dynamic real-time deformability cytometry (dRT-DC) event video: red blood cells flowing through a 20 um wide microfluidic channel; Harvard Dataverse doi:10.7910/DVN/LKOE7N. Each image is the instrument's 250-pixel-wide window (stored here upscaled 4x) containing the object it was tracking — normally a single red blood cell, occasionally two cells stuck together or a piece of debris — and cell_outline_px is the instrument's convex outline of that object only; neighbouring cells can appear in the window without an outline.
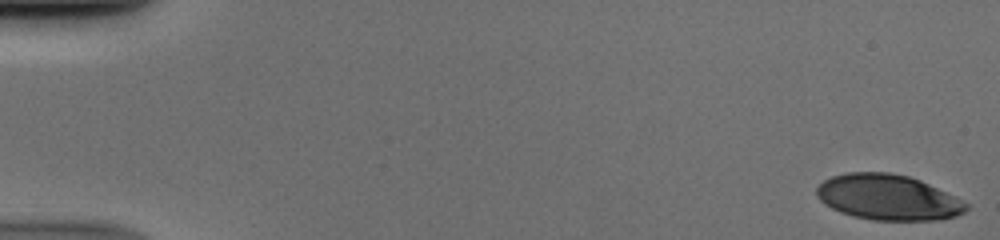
{"species": "human", "species_latin": "Homo sapiens", "temperature_condition": "cold", "stored_images_in_passage": 52, "camera_frame_rate_fps": 3000, "um_per_image_px": 0.085, "donor": {"sex": "male"}, "frame": {"image": 1, "passage_image": 1, "time_ms": 0.0, "image_size_px": [1000, 240], "cell_outline_px": [[968, 208], [964, 212], [956, 216], [940, 220], [872, 220], [852, 216], [840, 212], [824, 204], [816, 196], [816, 188], [824, 180], [832, 176], [848, 172], [888, 172], [908, 176], [920, 180], [968, 204]], "centroid_in_image_um": [75.43, 16.78], "position_along_channel_um": 9.6, "area_um2": 39.48}}
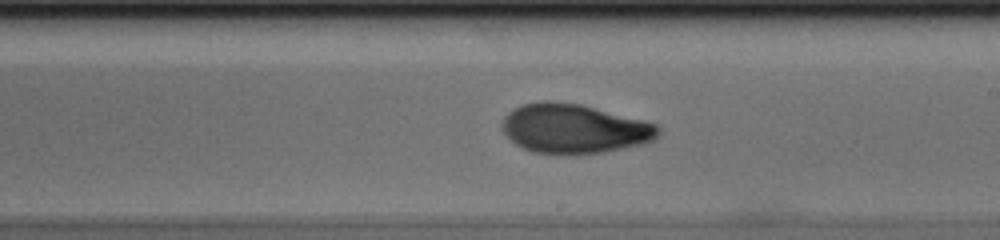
{"frame": {"image": 2, "passage_image": 31, "time_ms": 10.0, "image_size_px": [1000, 240], "cell_outline_px": [[660, 132], [652, 140], [640, 144], [604, 152], [532, 152], [516, 144], [500, 128], [500, 124], [504, 116], [512, 108], [520, 104], [540, 100], [548, 100], [580, 104], [644, 120], [656, 124], [660, 128]], "centroid_in_image_um": [48.75, 10.89], "position_along_channel_um": 240.2, "area_um2": 44.39}}
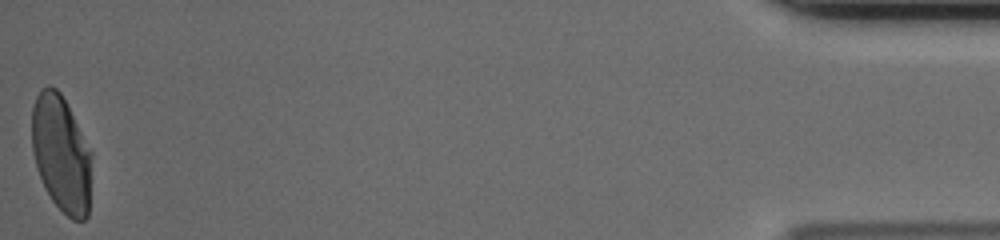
{"frame": {"image": 3, "passage_image": 52, "time_ms": 17.0, "image_size_px": [1000, 240], "cell_outline_px": [[92, 152], [88, 216], [84, 220], [72, 220], [52, 200], [44, 188], [36, 168], [32, 152], [32, 104], [40, 88], [48, 84], [56, 88], [60, 92]], "centroid_in_image_um": [5.19, 13.05], "position_along_channel_um": 430.0, "area_um2": 40.86}}